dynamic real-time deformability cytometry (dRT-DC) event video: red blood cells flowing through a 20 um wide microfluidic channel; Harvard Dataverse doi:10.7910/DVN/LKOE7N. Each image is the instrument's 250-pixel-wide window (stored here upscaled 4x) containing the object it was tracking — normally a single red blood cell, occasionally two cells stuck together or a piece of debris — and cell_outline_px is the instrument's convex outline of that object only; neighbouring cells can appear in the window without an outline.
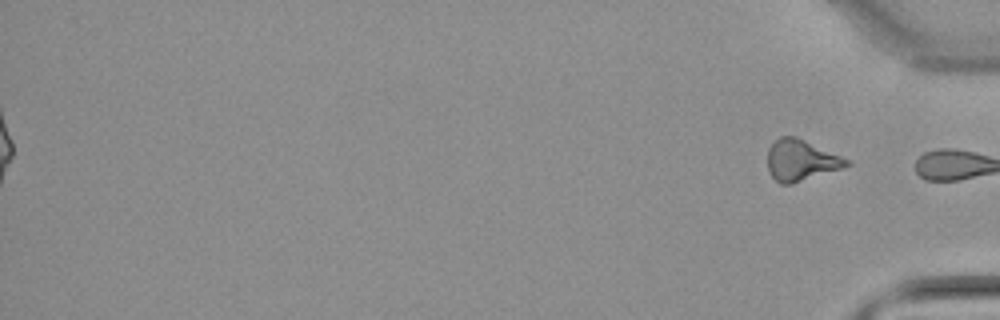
{"species": "common noctule bat (a hibernating species)", "species_latin": "Nyctalus noctula", "temperature_condition": "warm", "stored_images_in_passage": 45, "segment_of_instrument_passage": [2, 2], "camera_frame_rate_fps": 3000, "um_per_image_px": 0.085, "animal": {"sex": "male", "body_mass_g": 21.5, "forearm_length_mm": 52.0}, "frame": {"image": 1, "passage_image": 45, "time_ms": 14.667, "image_size_px": [1000, 320], "cell_outline_px": [[852, 164], [844, 168], [792, 184], [780, 184], [768, 172], [768, 148], [780, 136], [796, 136], [840, 156], [848, 160]], "centroid_in_image_um": [68.07, 13.64], "position_along_channel_um": 367.1, "area_um2": 18.84}}